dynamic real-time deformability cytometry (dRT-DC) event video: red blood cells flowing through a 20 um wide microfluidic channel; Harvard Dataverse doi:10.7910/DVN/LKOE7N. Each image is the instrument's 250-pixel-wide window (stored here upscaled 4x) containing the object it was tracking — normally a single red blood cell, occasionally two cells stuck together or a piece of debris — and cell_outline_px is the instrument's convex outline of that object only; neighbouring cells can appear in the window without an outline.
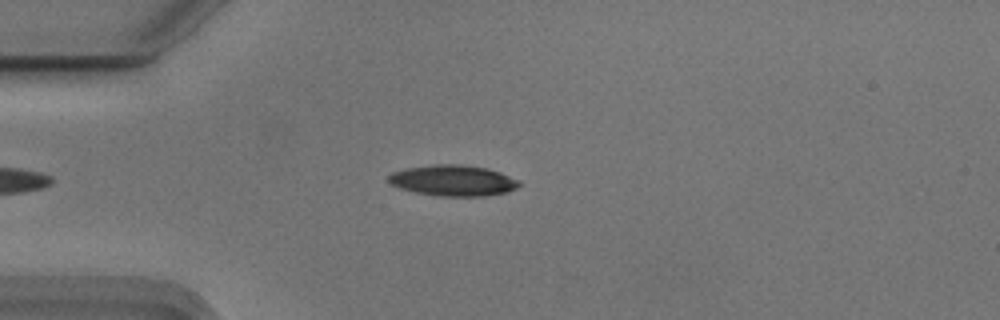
{"species": "Egyptian fruit bat (a non-hibernating species)", "species_latin": "Rousettus aegyptiacus", "temperature_condition": "cold", "stored_images_in_passage": 46, "camera_frame_rate_fps": 3000, "um_per_image_px": 0.085, "animal": {"sex": "male"}, "frame": {"image": 1, "passage_image": 9, "time_ms": 2.667, "image_size_px": [1000, 320], "cell_outline_px": [[520, 184], [516, 188], [504, 192], [484, 196], [440, 196], [416, 192], [400, 188], [392, 184], [388, 180], [388, 176], [392, 172], [408, 168], [432, 164], [460, 164], [488, 168], [500, 172], [516, 180]], "centroid_in_image_um": [38.48, 15.33], "position_along_channel_um": 46.5, "area_um2": 23.24}}
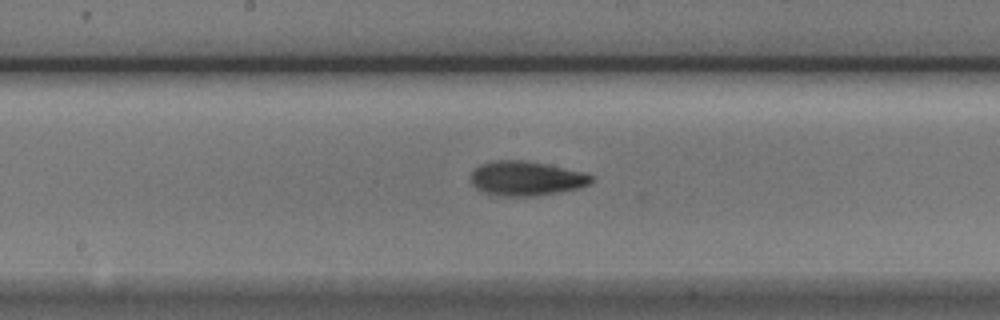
{"frame": {"image": 2, "passage_image": 23, "time_ms": 7.333, "image_size_px": [1000, 320], "cell_outline_px": [[592, 180], [588, 184], [580, 188], [560, 192], [536, 196], [492, 196], [476, 188], [472, 184], [472, 172], [480, 164], [492, 160], [524, 160], [564, 168], [580, 172], [592, 176]], "centroid_in_image_um": [44.68, 15.18], "position_along_channel_um": 203.5, "area_um2": 24.1}}
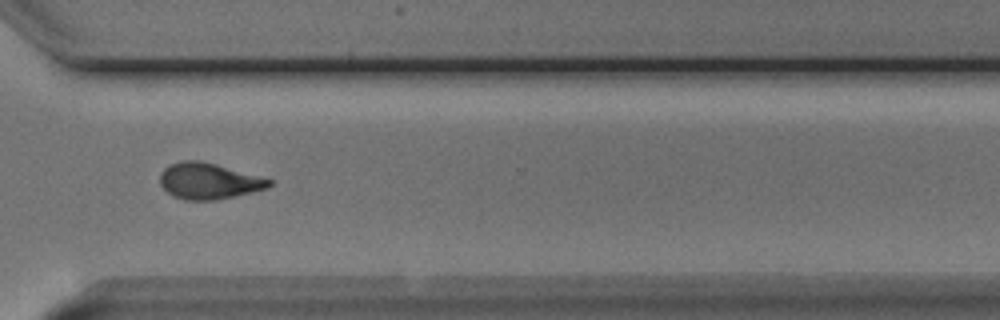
{"frame": {"image": 3, "passage_image": 35, "time_ms": 11.333, "image_size_px": [1000, 320], "cell_outline_px": [[272, 184], [268, 188], [216, 200], [184, 200], [172, 196], [160, 184], [160, 172], [168, 164], [184, 160], [200, 160], [216, 164], [272, 180]], "centroid_in_image_um": [17.69, 15.38], "position_along_channel_um": 352.9, "area_um2": 22.89}, "authors_computed_cell_mechanics": {"area_um2": 22.9466, "velocity_mm_per_s": 3.7393, "shape_relaxation_time_tau1_ms": 3.1247, "shape_relaxation_time_tau2_ms": 4.9034, "deformation_change_tau1": 0.1538, "deformation_change_tau2": 0.1148}}